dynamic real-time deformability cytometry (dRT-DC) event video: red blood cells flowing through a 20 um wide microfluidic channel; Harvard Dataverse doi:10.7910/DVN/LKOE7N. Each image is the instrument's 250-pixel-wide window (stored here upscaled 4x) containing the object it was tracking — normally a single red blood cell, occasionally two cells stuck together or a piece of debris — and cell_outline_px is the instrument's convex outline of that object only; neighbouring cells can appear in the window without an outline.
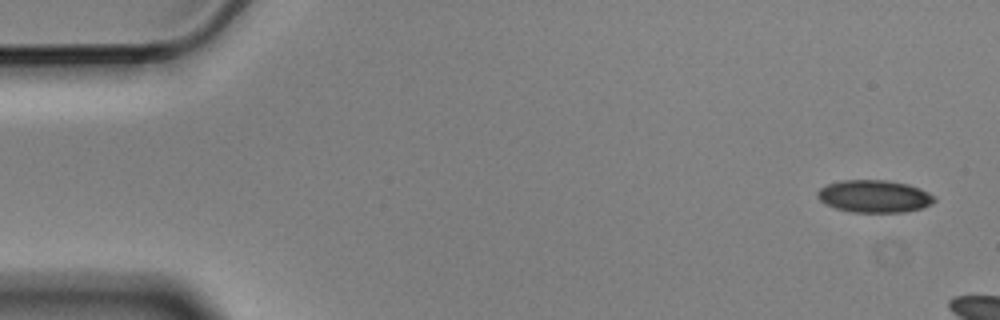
{"species": "Egyptian fruit bat (a non-hibernating species)", "species_latin": "Rousettus aegyptiacus", "temperature_condition": "cold", "stored_images_in_passage": 3, "camera_frame_rate_fps": 3000, "um_per_image_px": 0.085, "animal": {"sex": "male"}, "frame": {"image": 1, "passage_image": 1, "time_ms": 0.0, "image_size_px": [1000, 320], "cell_outline_px": [[936, 200], [932, 204], [924, 208], [904, 212], [852, 212], [836, 208], [824, 204], [816, 196], [816, 192], [820, 188], [828, 184], [840, 180], [888, 180], [908, 184], [920, 188], [936, 196]], "centroid_in_image_um": [74.33, 16.68], "position_along_channel_um": 10.7, "area_um2": 22.37}}